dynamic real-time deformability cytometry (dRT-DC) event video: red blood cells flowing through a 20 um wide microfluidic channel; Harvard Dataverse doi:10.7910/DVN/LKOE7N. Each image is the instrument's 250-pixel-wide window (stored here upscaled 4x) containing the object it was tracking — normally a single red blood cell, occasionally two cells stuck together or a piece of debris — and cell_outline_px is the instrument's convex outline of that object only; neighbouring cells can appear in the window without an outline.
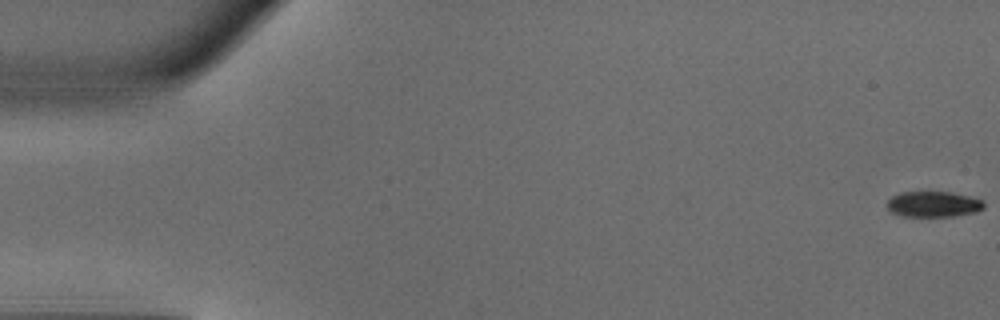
{"species": "common noctule bat (a hibernating species)", "species_latin": "Nyctalus noctula", "temperature_condition": "warm", "stored_images_in_passage": 50, "camera_frame_rate_fps": 3000, "um_per_image_px": 0.085, "animal": {"sex": "male", "body_mass_g": 18.8}, "frame": {"image": 1, "passage_image": 1, "time_ms": 0.0, "image_size_px": [1000, 320], "cell_outline_px": [[984, 208], [976, 212], [952, 216], [900, 216], [892, 212], [888, 208], [888, 200], [892, 196], [900, 192], [952, 192], [984, 200]], "centroid_in_image_um": [79.35, 17.35], "position_along_channel_um": 5.6, "area_um2": 14.45}}
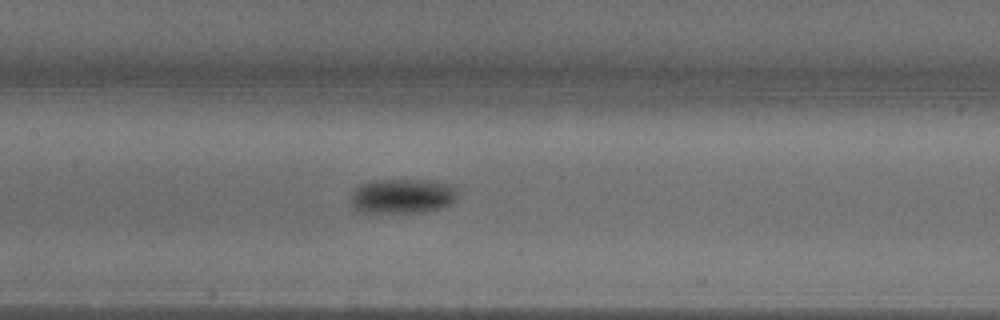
{"frame": {"image": 2, "passage_image": 24, "time_ms": 7.667, "image_size_px": [1000, 320], "cell_outline_px": [[456, 200], [452, 204], [440, 208], [424, 212], [360, 212], [352, 204], [352, 192], [360, 184], [372, 180], [428, 180], [452, 184], [456, 188]], "centroid_in_image_um": [34.24, 16.66], "position_along_channel_um": 173.2, "area_um2": 21.62}}
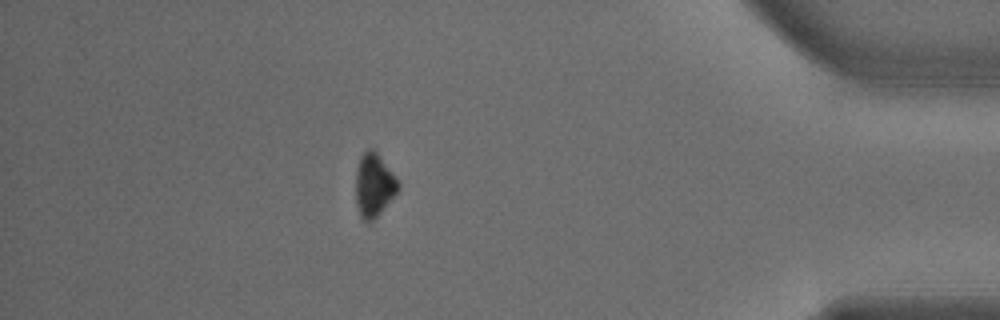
{"frame": {"image": 3, "passage_image": 44, "time_ms": 14.333, "image_size_px": [1000, 320], "cell_outline_px": [[400, 188], [380, 212], [372, 220], [364, 220], [360, 216], [356, 204], [356, 168], [360, 156], [368, 148], [372, 148], [376, 152], [400, 184]], "centroid_in_image_um": [31.76, 15.72], "position_along_channel_um": 403.4, "area_um2": 15.26}, "authors_computed_cell_mechanics": {"area_um2": 18.2648, "velocity_mm_per_s": 4.1099, "shape_relaxation_time_tau1_ms": 2.0083, "shape_relaxation_time_tau2_ms": null, "deformation_change_tau1": 0.1329, "deformation_change_tau2": null}}